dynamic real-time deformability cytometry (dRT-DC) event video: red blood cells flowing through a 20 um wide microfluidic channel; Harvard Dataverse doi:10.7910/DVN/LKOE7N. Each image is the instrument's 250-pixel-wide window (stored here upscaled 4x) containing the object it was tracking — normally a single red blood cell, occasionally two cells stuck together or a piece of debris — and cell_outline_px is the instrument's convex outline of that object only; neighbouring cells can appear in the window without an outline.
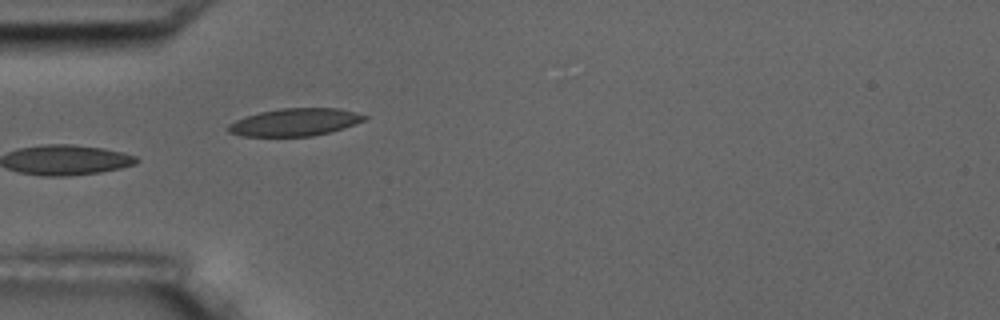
{"species": "common noctule bat (a hibernating species)", "species_latin": "Nyctalus noctula", "temperature_condition": "room temperature", "stored_images_in_passage": 6, "camera_frame_rate_fps": 3000, "um_per_image_px": 0.085, "animal": {"sex": "male", "body_mass_g": 17.5, "forearm_length_mm": 52.3}, "frame": {"image": 1, "passage_image": 6, "time_ms": 5.667, "image_size_px": [1000, 320], "cell_outline_px": [[368, 116], [364, 120], [344, 128], [312, 136], [240, 136], [228, 132], [228, 124], [244, 116], [260, 112], [280, 108], [336, 108]], "centroid_in_image_um": [25.01, 10.38], "position_along_channel_um": 60.0, "area_um2": 21.68}}